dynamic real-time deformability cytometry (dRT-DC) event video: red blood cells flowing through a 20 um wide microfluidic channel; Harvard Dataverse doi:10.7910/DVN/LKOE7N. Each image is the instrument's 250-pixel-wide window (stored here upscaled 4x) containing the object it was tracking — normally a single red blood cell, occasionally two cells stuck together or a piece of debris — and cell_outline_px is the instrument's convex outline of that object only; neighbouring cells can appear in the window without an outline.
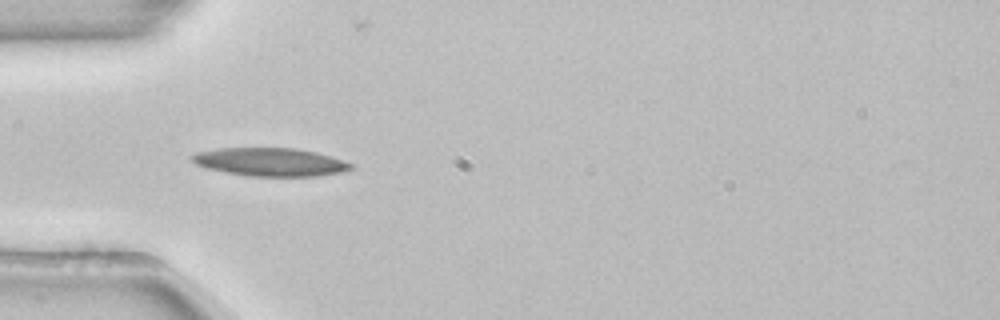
{"species": "common noctule bat (a hibernating species)", "species_latin": "Nyctalus noctula", "temperature_condition": "room temperature", "stored_images_in_passage": 52, "camera_frame_rate_fps": 3000, "um_per_image_px": 0.085, "animal": {"sex": "female", "body_mass_g": 22.7, "forearm_length_mm": 54.2}, "frame": {"image": 1, "passage_image": 16, "time_ms": 5.0, "image_size_px": [1000, 320], "cell_outline_px": [[356, 168], [340, 172], [316, 176], [248, 176], [224, 172], [208, 168], [196, 164], [188, 156], [200, 152], [220, 148], [296, 148], [316, 152], [332, 156], [356, 164]], "centroid_in_image_um": [23.04, 13.77], "position_along_channel_um": 62.0, "area_um2": 26.24}}
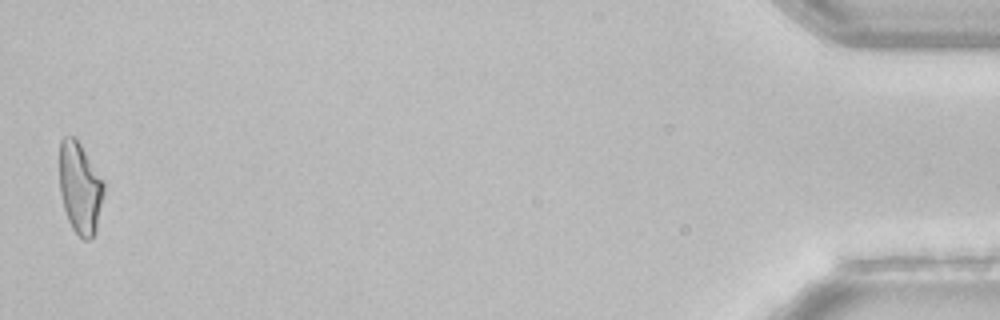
{"frame": {"image": 2, "passage_image": 52, "time_ms": 17.0, "image_size_px": [1000, 320], "cell_outline_px": [[104, 192], [96, 232], [88, 240], [84, 240], [72, 228], [68, 220], [64, 208], [60, 192], [60, 140], [64, 136], [72, 136], [80, 144], [104, 180]], "centroid_in_image_um": [6.81, 15.98], "position_along_channel_um": 428.4, "area_um2": 23.52}, "authors_computed_cell_mechanics": {"area_um2": 24.1893, "velocity_mm_per_s": 3.8812, "shape_relaxation_time_tau1_ms": 7.0686, "shape_relaxation_time_tau2_ms": null, "deformation_change_tau1": 0.181, "deformation_change_tau2": null}}